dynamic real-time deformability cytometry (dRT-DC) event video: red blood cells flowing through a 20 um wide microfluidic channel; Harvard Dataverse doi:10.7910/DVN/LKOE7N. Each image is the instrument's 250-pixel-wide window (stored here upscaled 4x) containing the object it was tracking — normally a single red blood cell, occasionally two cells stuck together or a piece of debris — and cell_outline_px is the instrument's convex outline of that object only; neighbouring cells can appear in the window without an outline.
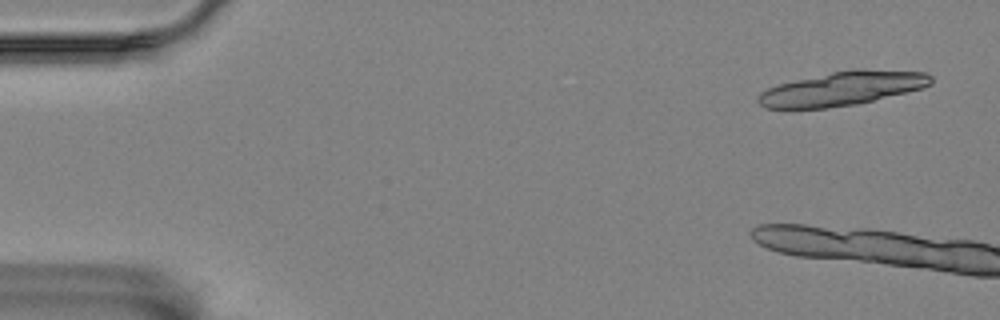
{"species": "Egyptian fruit bat (a non-hibernating species)", "species_latin": "Rousettus aegyptiacus", "temperature_condition": "room temperature", "stored_images_in_passage": 6, "camera_frame_rate_fps": 3000, "um_per_image_px": 0.085, "animal": {"sex": "female"}, "frame": {"image": 1, "passage_image": 3, "time_ms": 0.667, "image_size_px": [1000, 320], "cell_outline_px": [[932, 84], [924, 88], [856, 104], [828, 108], [792, 112], [764, 108], [756, 100], [756, 96], [760, 92], [768, 88], [780, 84], [796, 80], [832, 72], [856, 68], [864, 68], [928, 72], [932, 76]], "centroid_in_image_um": [71.53, 7.56], "position_along_channel_um": 13.5, "area_um2": 35.26}}